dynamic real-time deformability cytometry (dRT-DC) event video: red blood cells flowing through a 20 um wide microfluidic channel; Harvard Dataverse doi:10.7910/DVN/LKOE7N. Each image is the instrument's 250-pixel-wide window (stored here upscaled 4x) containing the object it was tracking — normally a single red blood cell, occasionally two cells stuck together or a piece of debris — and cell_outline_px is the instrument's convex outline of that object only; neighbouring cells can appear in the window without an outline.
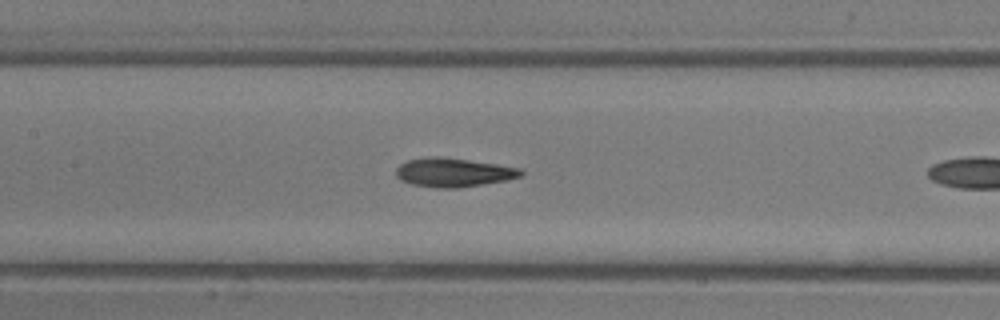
{"species": "common noctule bat (a hibernating species)", "species_latin": "Nyctalus noctula", "temperature_condition": "room temperature", "stored_images_in_passage": 5, "camera_frame_rate_fps": 3000, "um_per_image_px": 0.085, "animal": {"sex": "male", "body_mass_g": 13.3}, "frame": {"image": 1, "passage_image": 4, "time_ms": 1.0, "image_size_px": [1000, 320], "cell_outline_px": [[524, 176], [508, 180], [456, 188], [436, 188], [412, 184], [400, 180], [396, 176], [396, 168], [400, 164], [408, 160], [428, 156], [440, 156], [496, 164], [520, 168], [524, 172]], "centroid_in_image_um": [38.54, 14.65], "position_along_channel_um": 168.9, "area_um2": 21.1}}